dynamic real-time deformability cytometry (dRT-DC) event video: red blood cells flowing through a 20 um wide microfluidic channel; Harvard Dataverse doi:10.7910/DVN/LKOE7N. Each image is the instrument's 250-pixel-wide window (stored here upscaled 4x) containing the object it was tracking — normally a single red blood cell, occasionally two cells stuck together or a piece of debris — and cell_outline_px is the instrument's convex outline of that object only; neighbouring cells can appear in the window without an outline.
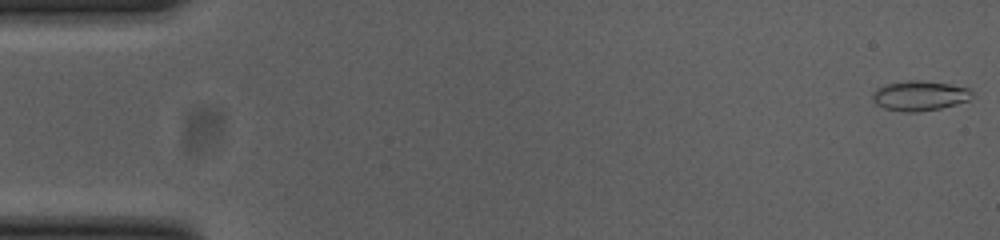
{"species": "common noctule bat (a hibernating species)", "species_latin": "Nyctalus noctula", "temperature_condition": "cold", "stored_images_in_passage": 15, "camera_frame_rate_fps": 3000, "um_per_image_px": 0.085, "animal": {"sex": "female", "body_mass_g": 23.0, "forearm_length_mm": 53.4}, "frame": {"image": 1, "passage_image": 1, "time_ms": 0.0, "image_size_px": [1000, 240], "cell_outline_px": [[972, 96], [968, 100], [956, 104], [940, 108], [916, 112], [904, 112], [884, 108], [876, 104], [872, 100], [872, 96], [876, 88], [888, 84], [908, 80], [920, 80], [948, 84], [968, 88], [972, 92]], "centroid_in_image_um": [78.14, 8.14], "position_along_channel_um": 6.9, "area_um2": 17.17}}